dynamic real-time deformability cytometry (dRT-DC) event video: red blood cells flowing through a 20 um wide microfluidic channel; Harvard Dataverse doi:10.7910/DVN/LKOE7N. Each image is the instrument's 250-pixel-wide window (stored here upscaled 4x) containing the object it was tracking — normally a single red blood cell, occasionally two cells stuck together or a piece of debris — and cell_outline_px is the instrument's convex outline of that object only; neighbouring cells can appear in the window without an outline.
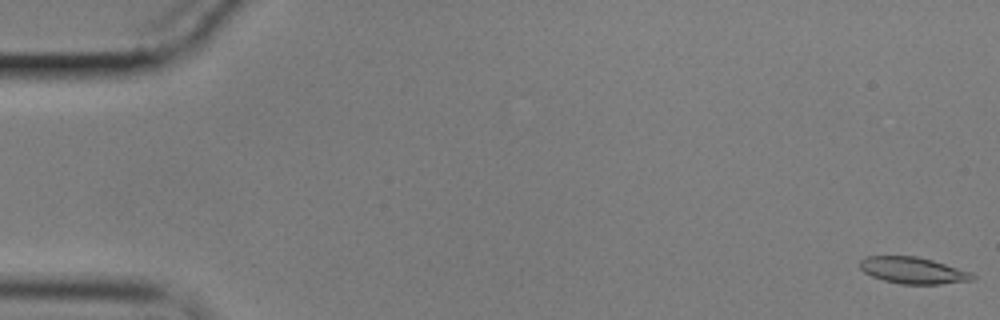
{"species": "common noctule bat (a hibernating species)", "species_latin": "Nyctalus noctula", "temperature_condition": "cold", "stored_images_in_passage": 23, "camera_frame_rate_fps": 3000, "um_per_image_px": 0.085, "animal": {"sex": "male", "body_mass_g": 17.9}, "frame": {"image": 1, "passage_image": 1, "time_ms": 0.0, "image_size_px": [1000, 320], "cell_outline_px": [[976, 280], [940, 284], [900, 284], [884, 280], [872, 276], [864, 272], [860, 268], [860, 260], [868, 256], [916, 256], [932, 260], [972, 272], [976, 276]], "centroid_in_image_um": [77.65, 22.99], "position_along_channel_um": 7.4, "area_um2": 17.46}}
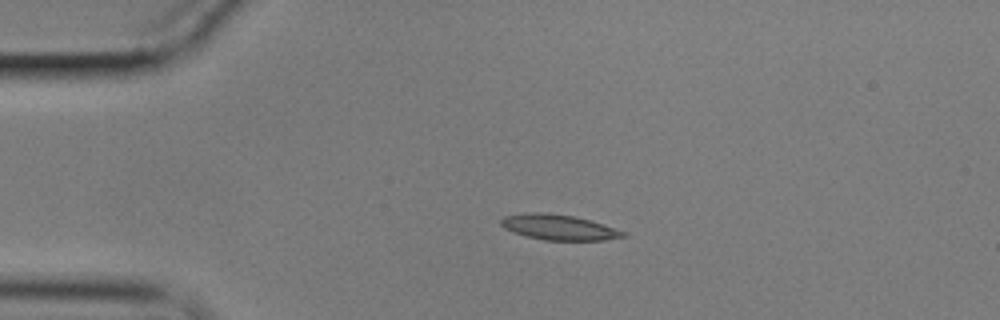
{"frame": {"image": 2, "passage_image": 13, "time_ms": 4.0, "image_size_px": [1000, 320], "cell_outline_px": [[628, 236], [604, 240], [544, 240], [512, 232], [504, 228], [500, 224], [500, 220], [504, 216], [532, 212], [544, 212], [572, 216], [588, 220], [628, 232]], "centroid_in_image_um": [47.5, 19.32], "position_along_channel_um": 37.5, "area_um2": 17.92}}